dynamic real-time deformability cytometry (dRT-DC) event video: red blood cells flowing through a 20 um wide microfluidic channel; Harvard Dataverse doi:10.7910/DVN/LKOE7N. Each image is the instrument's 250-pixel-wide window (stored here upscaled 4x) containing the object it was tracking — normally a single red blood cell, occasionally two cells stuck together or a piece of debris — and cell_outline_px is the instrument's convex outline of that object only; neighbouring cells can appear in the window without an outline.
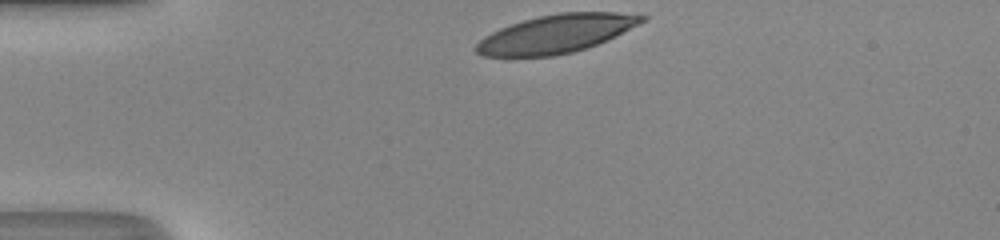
{"species": "human", "species_latin": "Homo sapiens", "temperature_condition": "room temperature", "stored_images_in_passage": 29, "camera_frame_rate_fps": 3000, "um_per_image_px": 0.085, "donor": {"sex": "male"}, "frame": {"image": 1, "passage_image": 1, "time_ms": 0.0, "image_size_px": [1000, 240], "cell_outline_px": [[648, 20], [608, 40], [572, 52], [552, 56], [484, 56], [476, 52], [472, 48], [484, 36], [500, 28], [524, 20], [540, 16], [560, 12], [616, 12], [648, 16]], "centroid_in_image_um": [47.3, 2.87], "position_along_channel_um": 37.7, "area_um2": 36.82}}
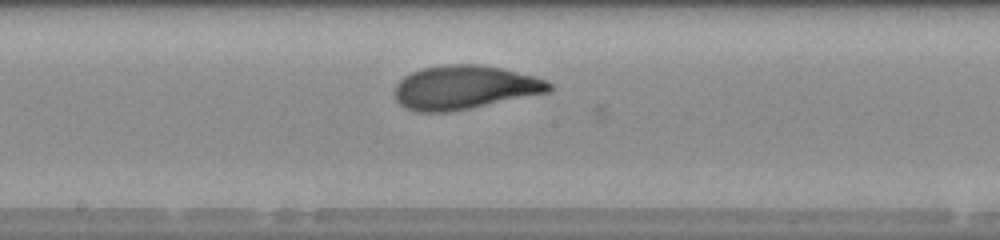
{"frame": {"image": 2, "passage_image": 16, "time_ms": 5.0, "image_size_px": [1000, 240], "cell_outline_px": [[552, 92], [452, 112], [416, 112], [404, 108], [396, 100], [396, 84], [404, 76], [420, 68], [444, 64], [480, 64], [504, 68], [532, 76], [544, 80], [552, 84]], "centroid_in_image_um": [39.5, 7.43], "position_along_channel_um": 208.7, "area_um2": 39.82}}
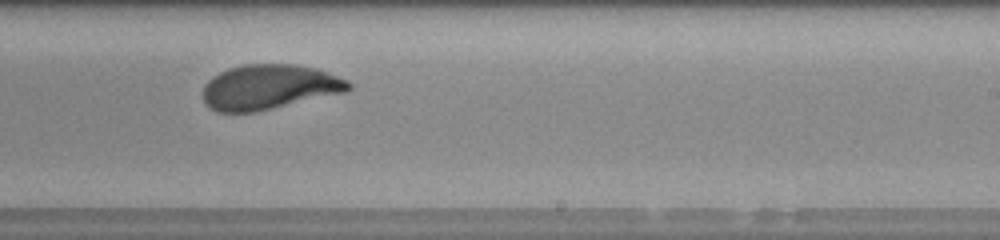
{"frame": {"image": 3, "passage_image": 20, "time_ms": 6.333, "image_size_px": [1000, 240], "cell_outline_px": [[352, 88], [344, 92], [256, 112], [216, 112], [204, 104], [204, 84], [212, 76], [228, 68], [244, 64], [296, 64], [316, 68], [348, 80], [352, 84]], "centroid_in_image_um": [22.86, 7.39], "position_along_channel_um": 266.1, "area_um2": 38.15}, "authors_computed_cell_mechanics": {"area_um2": 38.7838, "velocity_mm_per_s": 4.3198, "shape_relaxation_time_tau1_ms": 3.0934, "shape_relaxation_time_tau2_ms": 0.7401, "deformation_change_tau1": 0.1623, "deformation_change_tau2": 0.0669}}